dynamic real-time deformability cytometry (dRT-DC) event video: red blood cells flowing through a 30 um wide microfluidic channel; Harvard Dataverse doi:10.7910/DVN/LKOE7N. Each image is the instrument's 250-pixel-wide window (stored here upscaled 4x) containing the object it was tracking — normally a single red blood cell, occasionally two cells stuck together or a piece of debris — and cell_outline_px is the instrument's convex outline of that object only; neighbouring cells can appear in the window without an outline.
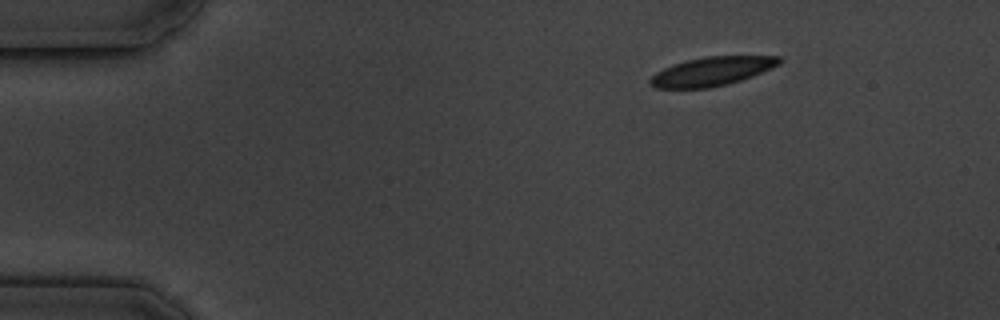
{"species": "common noctule bat (a hibernating species)", "species_latin": "Nyctalus noctula", "temperature_condition": "cold", "stored_images_in_passage": 9, "camera_frame_rate_fps": 3000, "um_per_image_px": 0.085, "animal": {"sex": "male", "body_mass_g": 19.5, "forearm_length_mm": 54.6}, "frame": {"image": 1, "passage_image": 1, "time_ms": 0.0, "image_size_px": [1000, 320], "cell_outline_px": [[784, 60], [780, 64], [772, 68], [752, 76], [728, 84], [708, 88], [656, 88], [648, 84], [648, 80], [656, 72], [664, 68], [688, 60], [704, 56], [780, 56]], "centroid_in_image_um": [60.53, 6.06], "position_along_channel_um": 24.5, "area_um2": 21.68}}
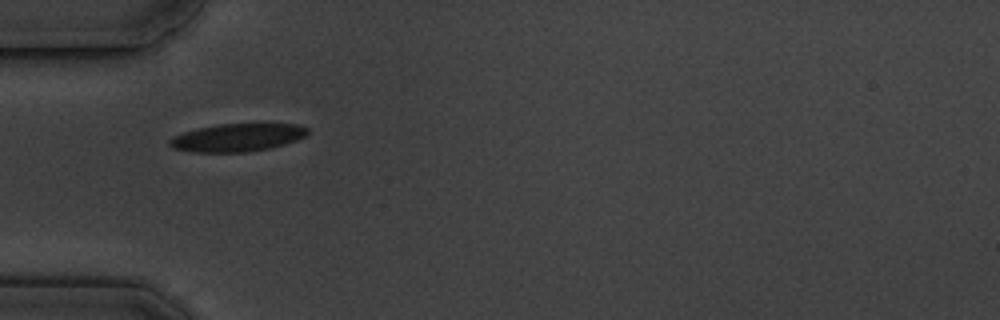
{"frame": {"image": 2, "passage_image": 4, "time_ms": 3.333, "image_size_px": [1000, 320], "cell_outline_px": [[308, 132], [304, 136], [296, 140], [272, 148], [248, 152], [192, 152], [172, 148], [168, 144], [168, 140], [172, 136], [184, 132], [200, 128], [220, 124], [300, 124], [308, 128]], "centroid_in_image_um": [20.16, 11.7], "position_along_channel_um": 64.8, "area_um2": 22.43}}